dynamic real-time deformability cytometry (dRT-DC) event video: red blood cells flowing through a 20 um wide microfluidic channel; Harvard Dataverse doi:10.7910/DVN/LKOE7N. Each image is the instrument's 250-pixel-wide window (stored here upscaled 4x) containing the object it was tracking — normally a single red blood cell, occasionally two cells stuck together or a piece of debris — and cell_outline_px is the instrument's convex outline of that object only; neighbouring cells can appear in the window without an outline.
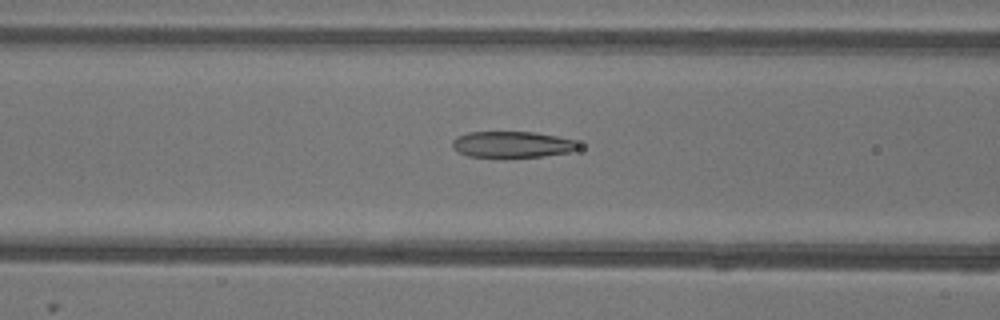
{"species": "common noctule bat (a hibernating species)", "species_latin": "Nyctalus noctula", "temperature_condition": "warm", "stored_images_in_passage": 41, "camera_frame_rate_fps": 3000, "um_per_image_px": 0.085, "animal": {"sex": "female"}, "frame": {"image": 1, "passage_image": 13, "time_ms": 4.0, "image_size_px": [1000, 320], "cell_outline_px": [[580, 148], [568, 152], [544, 156], [468, 156], [452, 148], [452, 140], [456, 136], [468, 132], [536, 132], [576, 140], [580, 144]], "centroid_in_image_um": [43.55, 12.26], "position_along_channel_um": 123.1, "area_um2": 19.07}}
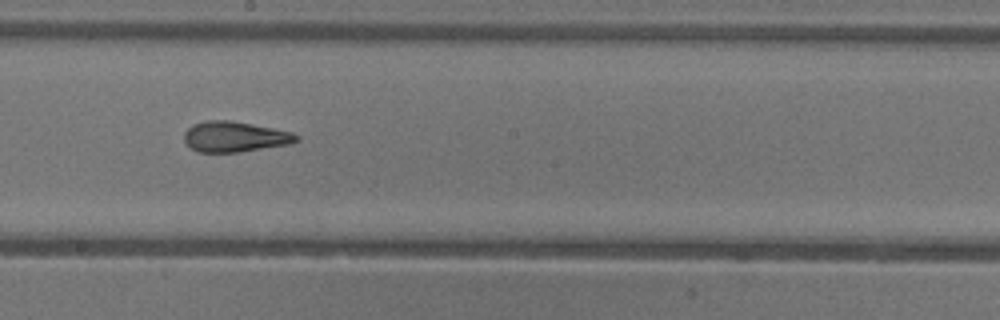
{"frame": {"image": 2, "passage_image": 21, "time_ms": 6.667, "image_size_px": [1000, 320], "cell_outline_px": [[300, 140], [292, 144], [240, 152], [196, 152], [184, 140], [184, 132], [192, 124], [208, 120], [228, 120], [252, 124], [292, 132], [300, 136]], "centroid_in_image_um": [19.98, 11.63], "position_along_channel_um": 228.2, "area_um2": 20.06}}
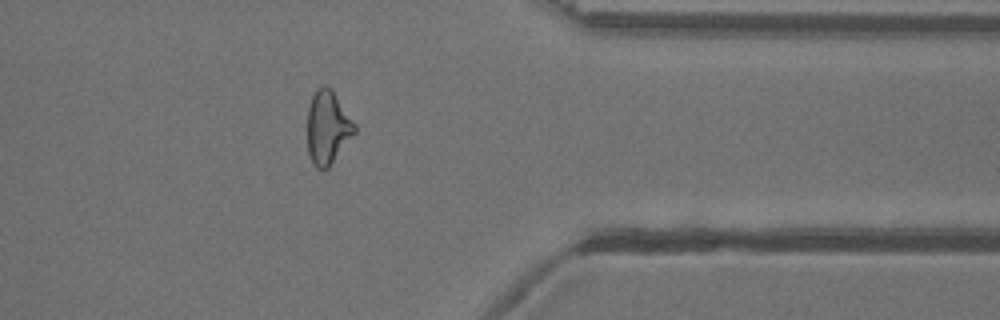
{"frame": {"image": 3, "passage_image": 34, "time_ms": 11.0, "image_size_px": [1000, 320], "cell_outline_px": [[356, 132], [328, 168], [316, 168], [308, 152], [308, 108], [312, 96], [316, 88], [320, 84], [324, 84], [332, 92], [356, 124]], "centroid_in_image_um": [27.85, 10.83], "position_along_channel_um": 383.6, "area_um2": 19.83}, "authors_computed_cell_mechanics": {"area_um2": 20.0566, "velocity_mm_per_s": 3.9431, "shape_relaxation_time_tau1_ms": 10.5005, "shape_relaxation_time_tau2_ms": 2.0455, "deformation_change_tau1": 0.2899, "deformation_change_tau2": 0.1178}}